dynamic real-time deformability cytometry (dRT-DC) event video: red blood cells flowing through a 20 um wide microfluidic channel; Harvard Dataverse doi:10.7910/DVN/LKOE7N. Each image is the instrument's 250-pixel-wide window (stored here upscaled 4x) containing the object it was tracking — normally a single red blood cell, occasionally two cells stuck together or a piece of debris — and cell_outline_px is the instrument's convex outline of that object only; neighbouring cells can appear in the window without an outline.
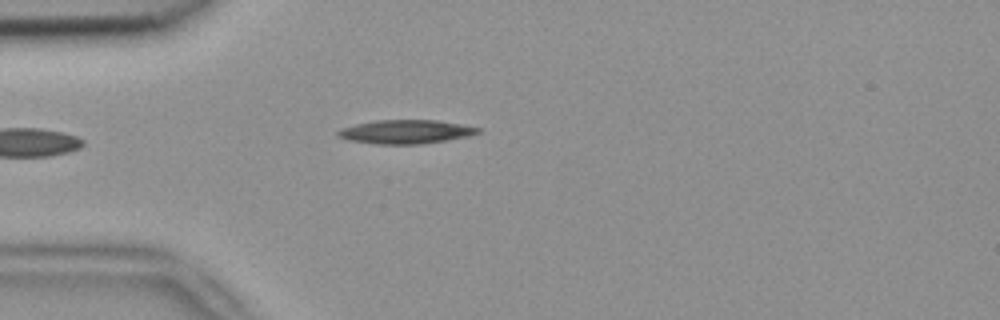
{"species": "common noctule bat (a hibernating species)", "species_latin": "Nyctalus noctula", "temperature_condition": "room temperature", "stored_images_in_passage": 2, "camera_frame_rate_fps": 3000, "um_per_image_px": 0.085, "animal": {"sex": "female", "body_mass_g": 18.4}, "frame": {"image": 1, "passage_image": 2, "time_ms": 0.333, "image_size_px": [1000, 320], "cell_outline_px": [[480, 132], [468, 136], [420, 144], [376, 144], [348, 140], [336, 136], [336, 132], [340, 128], [356, 124], [376, 120], [436, 120], [480, 128]], "centroid_in_image_um": [34.41, 11.2], "position_along_channel_um": 50.6, "area_um2": 19.25}}